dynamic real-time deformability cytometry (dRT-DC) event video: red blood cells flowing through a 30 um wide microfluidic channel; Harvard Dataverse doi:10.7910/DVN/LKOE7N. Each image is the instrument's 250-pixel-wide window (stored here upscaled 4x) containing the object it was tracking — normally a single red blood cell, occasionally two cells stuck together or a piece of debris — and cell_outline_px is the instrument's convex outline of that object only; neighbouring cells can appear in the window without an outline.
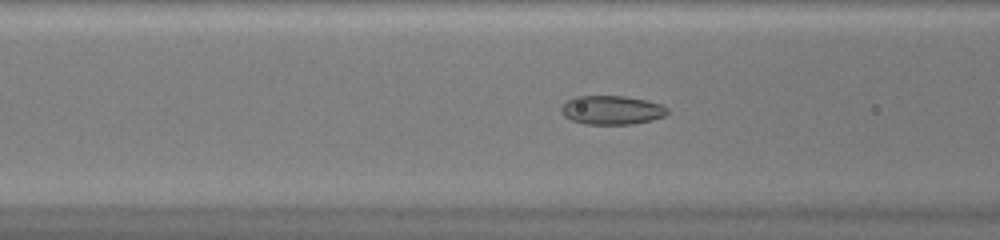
{"species": "common noctule bat (a hibernating species)", "species_latin": "Nyctalus noctula", "temperature_condition": "warm", "stored_images_in_passage": 51, "camera_frame_rate_fps": 3000, "um_per_image_px": 0.085, "animal": {"sex": "female", "body_mass_g": 20.0, "forearm_length_mm": 54.0}, "frame": {"image": 1, "passage_image": 21, "time_ms": 6.667, "image_size_px": [1000, 240], "cell_outline_px": [[668, 112], [664, 116], [652, 120], [632, 124], [584, 124], [572, 120], [564, 116], [560, 112], [560, 108], [568, 100], [576, 96], [624, 96], [644, 100], [660, 104], [668, 108]], "centroid_in_image_um": [51.98, 9.36], "position_along_channel_um": 114.6, "area_um2": 17.8}}
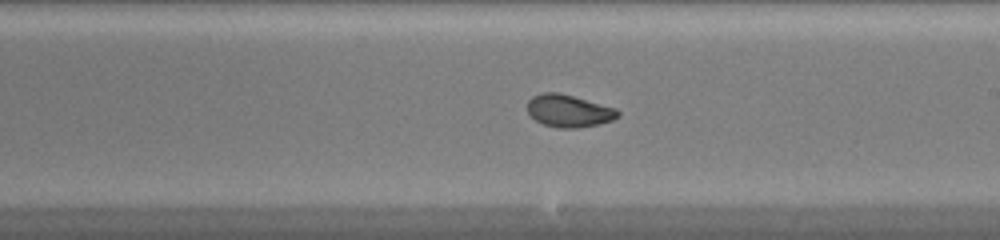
{"frame": {"image": 2, "passage_image": 30, "time_ms": 9.667, "image_size_px": [1000, 240], "cell_outline_px": [[620, 116], [612, 120], [596, 124], [576, 128], [560, 128], [544, 124], [536, 120], [528, 112], [528, 100], [532, 96], [544, 92], [560, 92], [616, 108], [620, 112]], "centroid_in_image_um": [48.35, 9.41], "position_along_channel_um": 240.6, "area_um2": 16.99}}
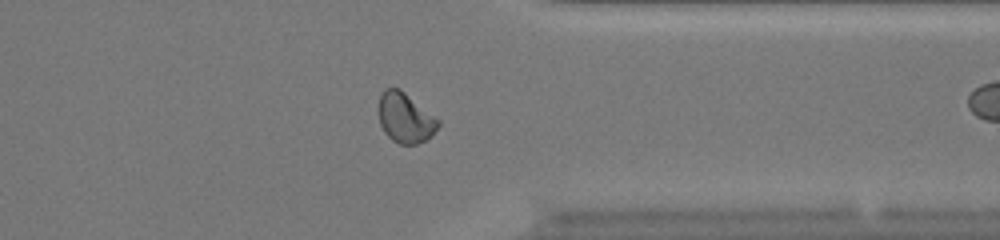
{"frame": {"image": 3, "passage_image": 40, "time_ms": 13.0, "image_size_px": [1000, 240], "cell_outline_px": [[440, 124], [424, 140], [416, 144], [400, 144], [392, 140], [384, 132], [380, 124], [376, 108], [380, 96], [384, 88], [400, 88], [440, 120]], "centroid_in_image_um": [34.38, 9.98], "position_along_channel_um": 377.0, "area_um2": 17.4}, "authors_computed_cell_mechanics": {"area_um2": 18.4382, "velocity_mm_per_s": 4.2074, "shape_relaxation_time_tau1_ms": 9.1144, "shape_relaxation_time_tau2_ms": 0.9481, "deformation_change_tau1": 0.2272, "deformation_change_tau2": 0.0488}}